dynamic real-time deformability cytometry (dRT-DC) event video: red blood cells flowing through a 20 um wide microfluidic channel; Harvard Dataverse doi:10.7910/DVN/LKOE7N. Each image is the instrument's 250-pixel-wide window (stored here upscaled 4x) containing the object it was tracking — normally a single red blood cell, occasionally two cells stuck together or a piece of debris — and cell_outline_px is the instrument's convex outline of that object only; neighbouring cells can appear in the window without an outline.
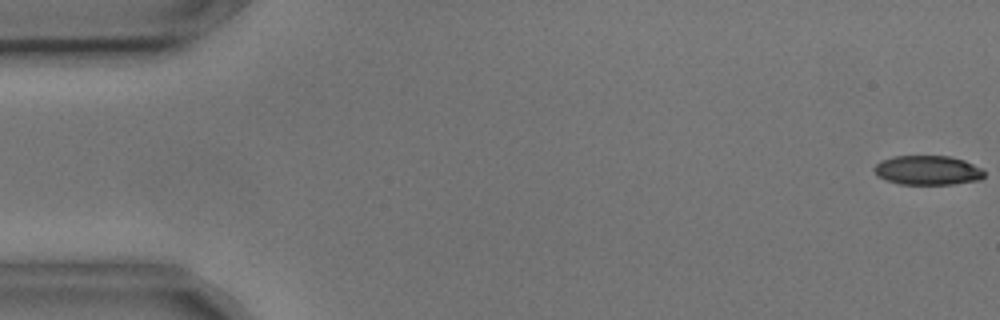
{"species": "common noctule bat (a hibernating species)", "species_latin": "Nyctalus noctula", "temperature_condition": "cold", "stored_images_in_passage": 55, "camera_frame_rate_fps": 3000, "um_per_image_px": 0.085, "animal": {"sex": "male", "body_mass_g": 17.9, "forearm_length_mm": 54.2}, "frame": {"image": 1, "passage_image": 1, "time_ms": 0.0, "image_size_px": [1000, 320], "cell_outline_px": [[984, 176], [980, 180], [952, 184], [900, 184], [884, 180], [876, 176], [872, 168], [880, 160], [892, 156], [948, 156], [964, 160], [980, 168], [984, 172]], "centroid_in_image_um": [78.79, 14.47], "position_along_channel_um": 6.2, "area_um2": 18.96}}
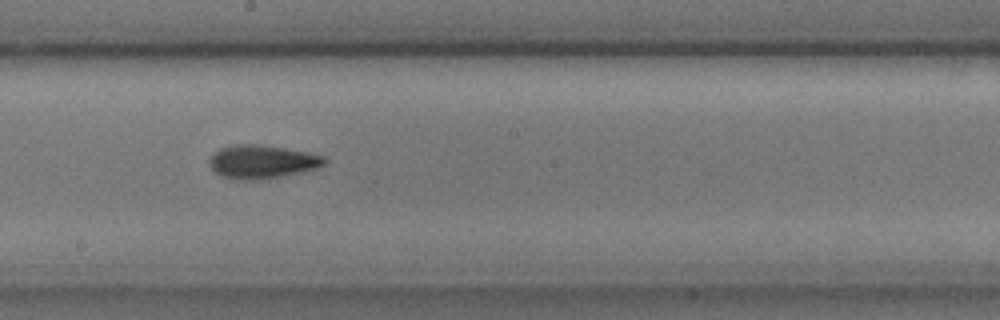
{"frame": {"image": 2, "passage_image": 30, "time_ms": 9.667, "image_size_px": [1000, 320], "cell_outline_px": [[328, 160], [324, 164], [316, 168], [304, 172], [256, 180], [232, 180], [220, 176], [208, 164], [208, 160], [212, 152], [220, 148], [232, 144], [256, 144], [284, 148], [308, 152], [324, 156]], "centroid_in_image_um": [22.23, 13.75], "position_along_channel_um": 226.0, "area_um2": 22.72}}
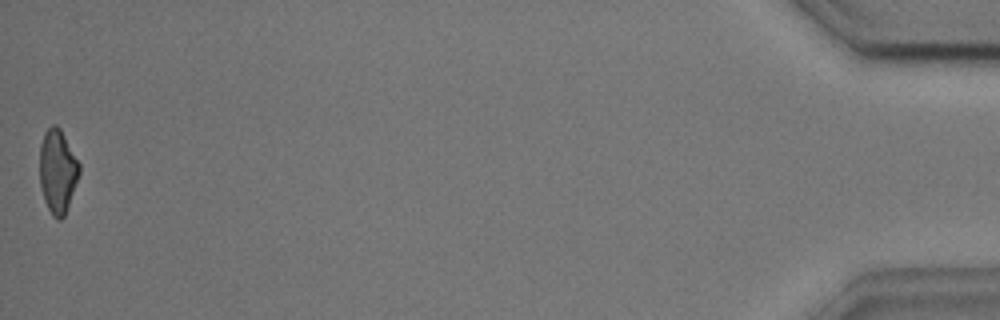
{"frame": {"image": 3, "passage_image": 55, "time_ms": 18.0, "image_size_px": [1000, 320], "cell_outline_px": [[80, 172], [64, 216], [60, 220], [56, 220], [52, 216], [44, 200], [40, 184], [40, 144], [44, 132], [52, 124], [56, 124], [60, 128], [80, 164]], "centroid_in_image_um": [4.88, 14.54], "position_along_channel_um": 430.3, "area_um2": 19.25}, "authors_computed_cell_mechanics": {"area_um2": 20.519, "velocity_mm_per_s": 3.6376, "shape_relaxation_time_tau1_ms": 3.2521, "shape_relaxation_time_tau2_ms": 3.7481, "deformation_change_tau1": 0.1236, "deformation_change_tau2": 0.1141}}